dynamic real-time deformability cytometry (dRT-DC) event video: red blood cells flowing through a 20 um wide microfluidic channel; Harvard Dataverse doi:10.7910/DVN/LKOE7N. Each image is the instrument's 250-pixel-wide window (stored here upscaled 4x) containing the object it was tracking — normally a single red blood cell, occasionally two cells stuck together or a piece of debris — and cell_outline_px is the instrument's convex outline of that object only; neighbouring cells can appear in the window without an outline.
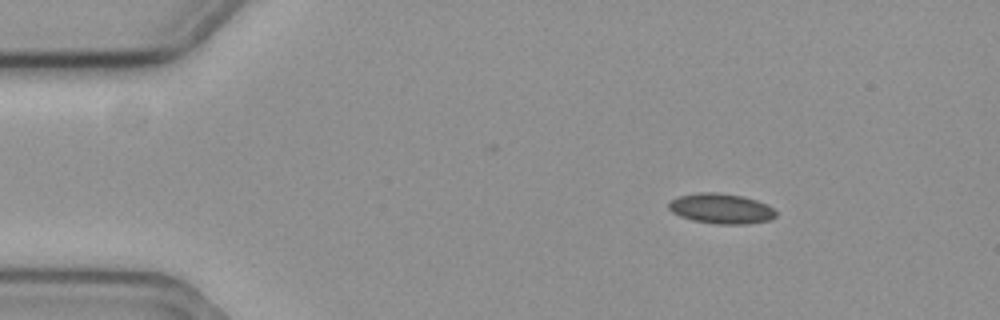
{"species": "common noctule bat (a hibernating species)", "species_latin": "Nyctalus noctula", "temperature_condition": "cold", "stored_images_in_passage": 12, "camera_frame_rate_fps": 3000, "um_per_image_px": 0.085, "animal": {"sex": "female", "body_mass_g": 19.3, "forearm_length_mm": 54.1}, "frame": {"image": 1, "passage_image": 1, "time_ms": 0.0, "image_size_px": [1000, 320], "cell_outline_px": [[776, 216], [772, 220], [748, 224], [712, 224], [692, 220], [680, 216], [672, 212], [668, 208], [668, 204], [672, 200], [680, 196], [700, 192], [716, 192], [740, 196], [756, 200], [772, 208], [776, 212]], "centroid_in_image_um": [61.29, 17.75], "position_along_channel_um": 23.7, "area_um2": 18.79}}
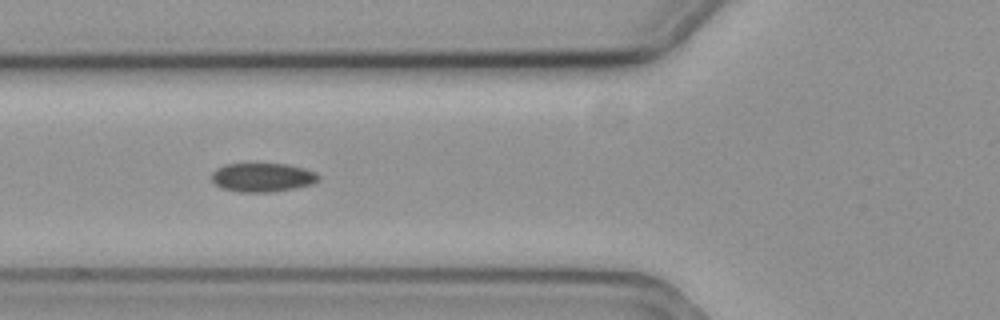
{"frame": {"image": 2, "passage_image": 4, "time_ms": 1.0, "image_size_px": [1000, 320], "cell_outline_px": [[320, 180], [312, 184], [272, 192], [240, 192], [220, 188], [212, 180], [212, 172], [216, 168], [224, 164], [288, 164], [304, 168], [316, 172], [320, 176]], "centroid_in_image_um": [22.31, 15.07], "position_along_channel_um": 103.5, "area_um2": 18.03}}
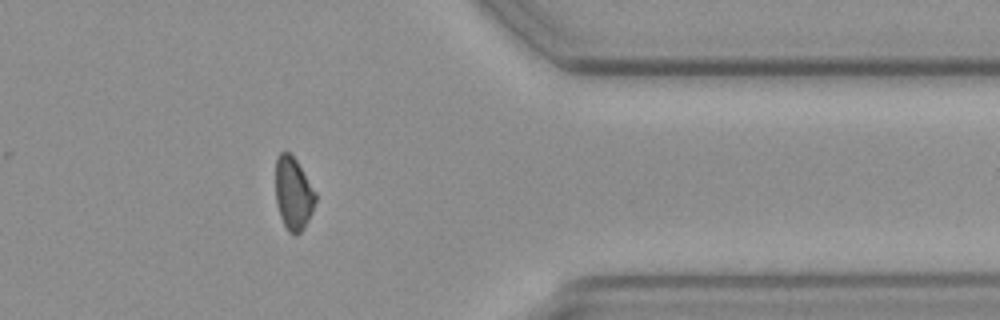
{"frame": {"image": 3, "passage_image": 11, "time_ms": 3.333, "image_size_px": [1000, 320], "cell_outline_px": [[316, 200], [312, 212], [304, 228], [296, 236], [288, 232], [280, 216], [276, 200], [276, 156], [280, 152], [288, 152], [296, 160], [316, 192]], "centroid_in_image_um": [24.93, 16.46], "position_along_channel_um": 386.5, "area_um2": 16.88}}